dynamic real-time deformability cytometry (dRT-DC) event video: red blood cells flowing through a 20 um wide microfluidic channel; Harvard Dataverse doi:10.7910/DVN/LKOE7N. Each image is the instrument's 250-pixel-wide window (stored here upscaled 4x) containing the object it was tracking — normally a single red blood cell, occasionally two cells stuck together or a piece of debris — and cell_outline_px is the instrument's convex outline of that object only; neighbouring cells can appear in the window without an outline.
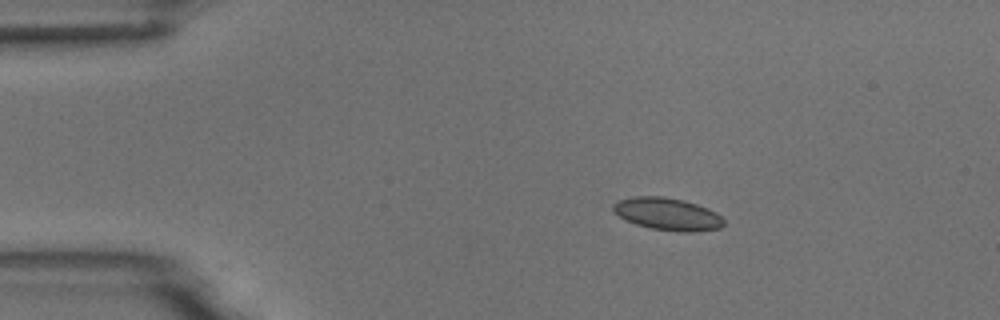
{"species": "common noctule bat (a hibernating species)", "species_latin": "Nyctalus noctula", "temperature_condition": "room temperature", "stored_images_in_passage": 2, "camera_frame_rate_fps": 3000, "um_per_image_px": 0.085, "animal": {"sex": "male", "body_mass_g": 18.8}, "frame": {"image": 1, "passage_image": 1, "time_ms": 0.0, "image_size_px": [1000, 320], "cell_outline_px": [[724, 224], [720, 228], [692, 232], [676, 232], [652, 228], [636, 224], [624, 220], [612, 212], [612, 204], [616, 200], [632, 196], [664, 196], [684, 200], [708, 208], [716, 212], [724, 220]], "centroid_in_image_um": [56.69, 18.18], "position_along_channel_um": 28.3, "area_um2": 21.21}}